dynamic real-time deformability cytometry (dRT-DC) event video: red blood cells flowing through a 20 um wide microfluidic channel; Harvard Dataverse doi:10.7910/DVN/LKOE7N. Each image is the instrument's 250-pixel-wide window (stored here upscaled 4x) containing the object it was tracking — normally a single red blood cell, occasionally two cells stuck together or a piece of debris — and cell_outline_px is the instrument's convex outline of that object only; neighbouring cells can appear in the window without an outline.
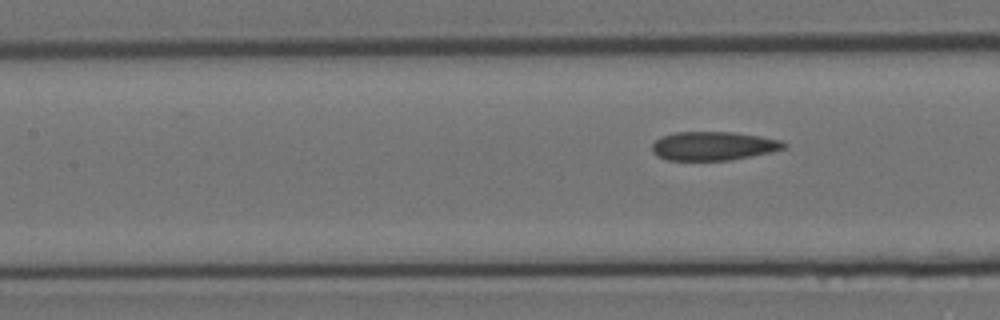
{"species": "Egyptian fruit bat (a non-hibernating species)", "species_latin": "Rousettus aegyptiacus", "temperature_condition": "room temperature", "stored_images_in_passage": 9, "segment_of_instrument_passage": [2, 2], "camera_frame_rate_fps": 3000, "um_per_image_px": 0.085, "animal": {"sex": "female"}, "frame": {"image": 1, "passage_image": 9, "time_ms": 2.667, "image_size_px": [1000, 320], "cell_outline_px": [[788, 144], [784, 148], [772, 152], [732, 160], [668, 160], [656, 156], [652, 152], [652, 144], [660, 136], [676, 132], [732, 132], [760, 136], [780, 140]], "centroid_in_image_um": [60.62, 12.41], "position_along_channel_um": 146.8, "area_um2": 22.2}}